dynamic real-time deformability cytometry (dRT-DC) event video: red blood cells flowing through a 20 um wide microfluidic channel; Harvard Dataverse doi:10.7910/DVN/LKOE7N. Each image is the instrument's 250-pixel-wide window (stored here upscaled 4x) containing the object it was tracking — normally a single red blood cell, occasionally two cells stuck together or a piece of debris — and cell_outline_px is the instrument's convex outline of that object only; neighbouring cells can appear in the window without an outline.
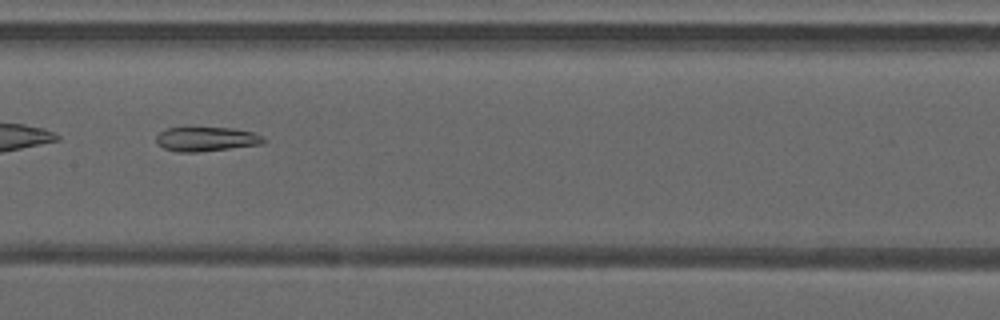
{"species": "common noctule bat (a hibernating species)", "species_latin": "Nyctalus noctula", "temperature_condition": "warm", "stored_images_in_passage": 22, "camera_frame_rate_fps": 3000, "um_per_image_px": 0.085, "animal": {"sex": "male", "forearm_length_mm": 52.5}, "frame": {"image": 1, "passage_image": 9, "time_ms": 2.667, "image_size_px": [1000, 320], "cell_outline_px": [[268, 140], [264, 144], [196, 152], [176, 152], [164, 148], [156, 144], [156, 136], [160, 132], [168, 128], [192, 124], [232, 128], [256, 132], [264, 136]], "centroid_in_image_um": [17.55, 11.76], "position_along_channel_um": 189.9, "area_um2": 16.3}}